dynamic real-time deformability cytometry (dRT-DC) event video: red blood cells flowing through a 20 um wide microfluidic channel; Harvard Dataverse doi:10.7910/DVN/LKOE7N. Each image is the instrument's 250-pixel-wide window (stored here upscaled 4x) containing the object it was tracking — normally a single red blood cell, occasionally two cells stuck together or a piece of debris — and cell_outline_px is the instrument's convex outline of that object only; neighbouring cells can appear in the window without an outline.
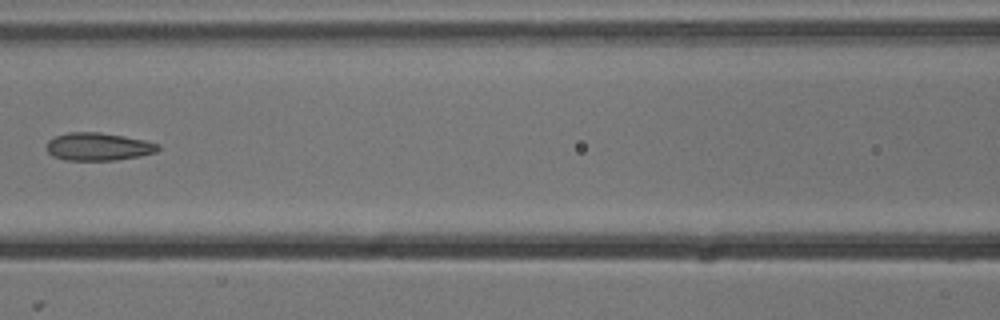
{"species": "common noctule bat (a hibernating species)", "species_latin": "Nyctalus noctula", "temperature_condition": "cold", "stored_images_in_passage": 7, "camera_frame_rate_fps": 3000, "um_per_image_px": 0.085, "animal": {"sex": "male", "body_mass_g": 13.3}, "frame": {"image": 1, "passage_image": 6, "time_ms": 1.667, "image_size_px": [1000, 320], "cell_outline_px": [[160, 148], [156, 152], [140, 156], [116, 160], [64, 160], [52, 156], [48, 152], [44, 144], [48, 140], [56, 136], [68, 132], [100, 132], [124, 136], [144, 140], [160, 144]], "centroid_in_image_um": [8.33, 12.46], "position_along_channel_um": 158.3, "area_um2": 18.26}}
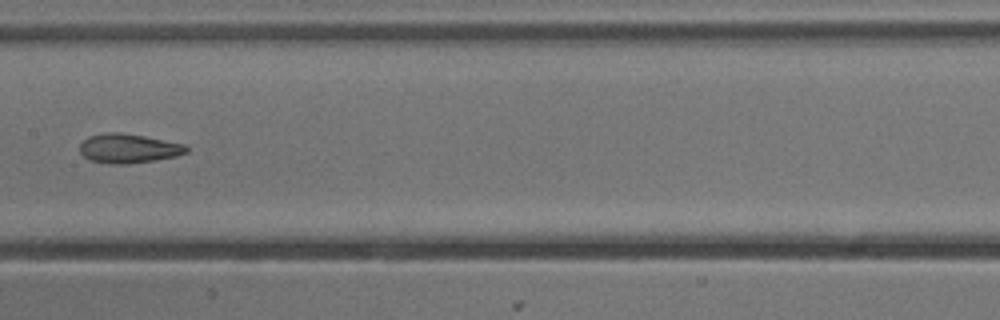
{"frame": {"image": 2, "passage_image": 7, "time_ms": 2.0, "image_size_px": [1000, 320], "cell_outline_px": [[188, 152], [176, 156], [128, 164], [112, 164], [88, 160], [80, 152], [80, 144], [88, 136], [104, 132], [120, 132], [144, 136], [188, 144]], "centroid_in_image_um": [10.93, 12.6], "position_along_channel_um": 196.5, "area_um2": 18.32}}